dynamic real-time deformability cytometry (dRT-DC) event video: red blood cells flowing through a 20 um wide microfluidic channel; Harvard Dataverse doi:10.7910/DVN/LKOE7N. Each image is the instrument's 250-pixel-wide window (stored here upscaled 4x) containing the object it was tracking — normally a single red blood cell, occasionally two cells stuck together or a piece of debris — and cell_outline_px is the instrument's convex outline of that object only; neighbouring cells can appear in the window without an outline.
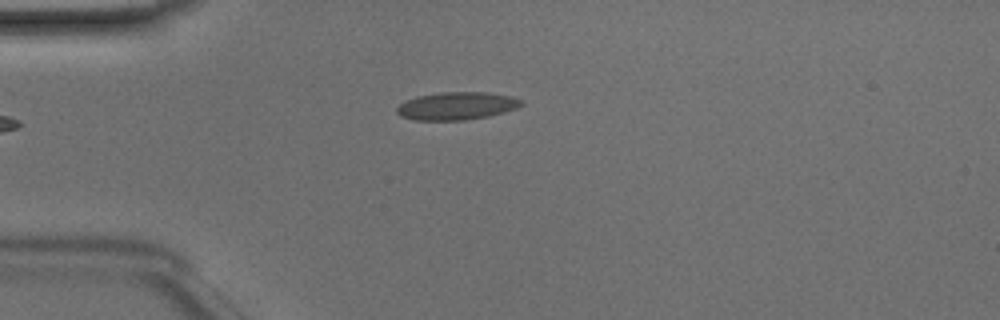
{"species": "Egyptian fruit bat (a non-hibernating species)", "species_latin": "Rousettus aegyptiacus", "temperature_condition": "room temperature", "stored_images_in_passage": 37, "camera_frame_rate_fps": 3000, "um_per_image_px": 0.085, "animal": {"sex": "male"}, "frame": {"image": 1, "passage_image": 1, "time_ms": 0.0, "image_size_px": [1000, 320], "cell_outline_px": [[524, 104], [516, 108], [504, 112], [488, 116], [464, 120], [412, 120], [400, 116], [396, 112], [396, 108], [404, 100], [416, 96], [440, 92], [488, 92], [512, 96], [524, 100]], "centroid_in_image_um": [38.81, 8.99], "position_along_channel_um": 46.2, "area_um2": 20.4}}
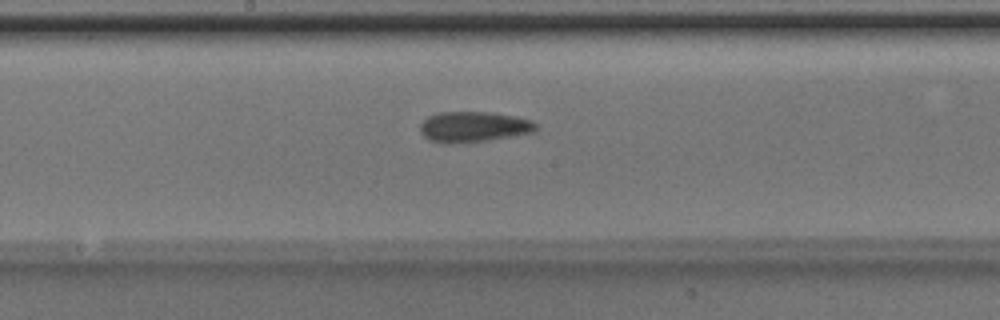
{"frame": {"image": 2, "passage_image": 14, "time_ms": 4.333, "image_size_px": [1000, 320], "cell_outline_px": [[536, 128], [532, 132], [488, 140], [452, 144], [444, 144], [428, 140], [420, 132], [420, 124], [428, 116], [436, 112], [492, 112], [516, 116], [532, 120], [536, 124]], "centroid_in_image_um": [40.2, 10.78], "position_along_channel_um": 208.0, "area_um2": 20.75}}
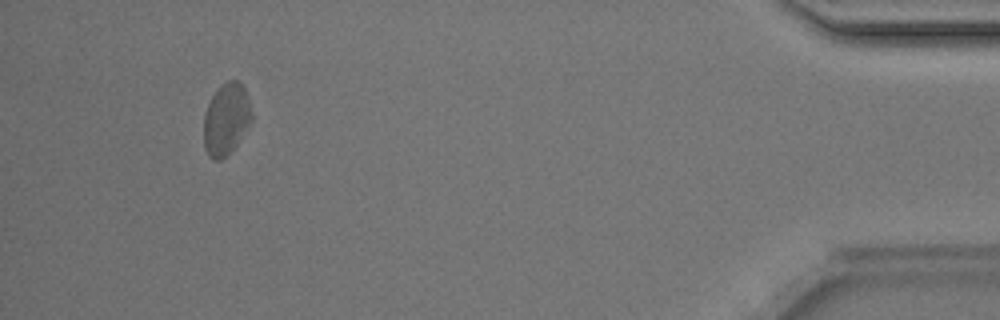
{"frame": {"image": 3, "passage_image": 34, "time_ms": 11.0, "image_size_px": [1000, 320], "cell_outline_px": [[252, 120], [236, 144], [220, 160], [212, 160], [208, 156], [204, 148], [204, 116], [208, 104], [212, 96], [228, 80], [240, 80], [244, 88], [252, 112]], "centroid_in_image_um": [19.22, 10.13], "position_along_channel_um": 416.0, "area_um2": 19.65}, "authors_computed_cell_mechanics": {"area_um2": 19.8254, "velocity_mm_per_s": 4.1415, "shape_relaxation_time_tau1_ms": 1.7896, "shape_relaxation_time_tau2_ms": 1.5028, "deformation_change_tau1": 0.0824, "deformation_change_tau2": 0.081}}